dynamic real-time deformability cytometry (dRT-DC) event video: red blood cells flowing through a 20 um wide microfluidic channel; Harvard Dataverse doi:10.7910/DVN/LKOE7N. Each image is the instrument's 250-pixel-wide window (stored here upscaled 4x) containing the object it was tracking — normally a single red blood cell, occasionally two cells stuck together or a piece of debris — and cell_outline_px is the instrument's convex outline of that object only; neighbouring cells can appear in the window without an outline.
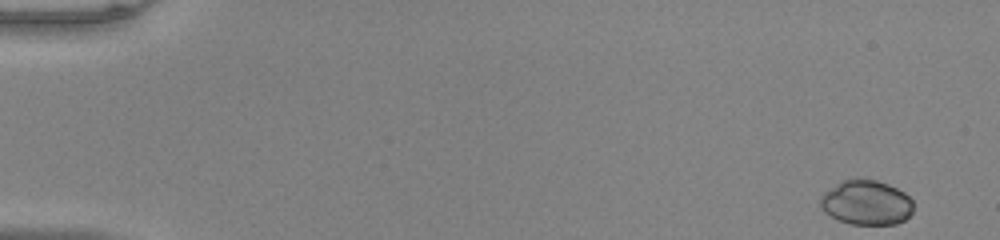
{"species": "common noctule bat (a hibernating species)", "species_latin": "Nyctalus noctula", "temperature_condition": "warm", "stored_images_in_passage": 26, "camera_frame_rate_fps": 3000, "um_per_image_px": 0.085, "animal": {"sex": "male", "body_mass_g": 20.0, "forearm_length_mm": 53.3}, "frame": {"image": 1, "passage_image": 1, "time_ms": 0.0, "image_size_px": [1000, 240], "cell_outline_px": [[912, 212], [904, 220], [896, 224], [852, 224], [840, 220], [824, 212], [820, 208], [820, 196], [824, 192], [836, 184], [844, 180], [876, 180], [888, 184], [904, 192], [912, 200]], "centroid_in_image_um": [73.63, 17.23], "position_along_channel_um": 11.4, "area_um2": 23.93}}
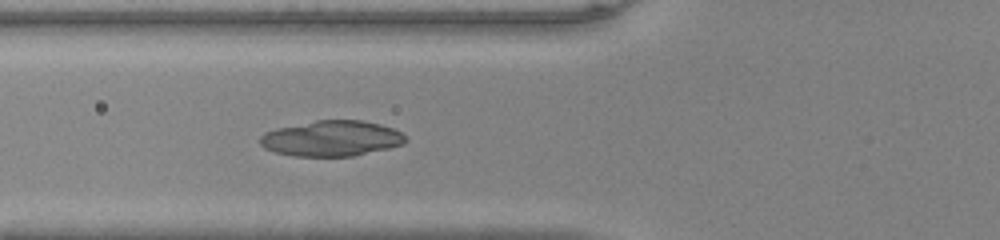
{"frame": {"image": 2, "passage_image": 19, "time_ms": 6.0, "image_size_px": [1000, 240], "cell_outline_px": [[408, 140], [404, 144], [388, 148], [352, 156], [292, 156], [276, 152], [264, 148], [260, 144], [260, 136], [264, 132], [276, 128], [316, 120], [360, 120], [380, 124], [392, 128], [400, 132]], "centroid_in_image_um": [28.16, 11.76], "position_along_channel_um": 97.6, "area_um2": 30.11}}
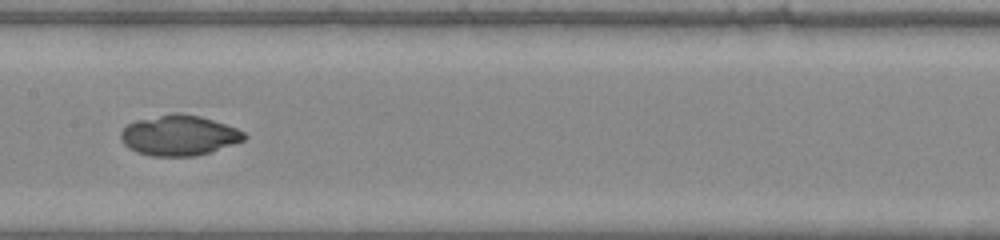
{"frame": {"image": 3, "passage_image": 26, "time_ms": 8.333, "image_size_px": [1000, 240], "cell_outline_px": [[248, 136], [244, 140], [196, 156], [152, 156], [136, 152], [128, 148], [124, 144], [120, 136], [120, 132], [128, 124], [136, 120], [172, 112], [180, 112], [200, 116], [236, 128], [244, 132]], "centroid_in_image_um": [15.18, 11.5], "position_along_channel_um": 192.2, "area_um2": 28.96}}